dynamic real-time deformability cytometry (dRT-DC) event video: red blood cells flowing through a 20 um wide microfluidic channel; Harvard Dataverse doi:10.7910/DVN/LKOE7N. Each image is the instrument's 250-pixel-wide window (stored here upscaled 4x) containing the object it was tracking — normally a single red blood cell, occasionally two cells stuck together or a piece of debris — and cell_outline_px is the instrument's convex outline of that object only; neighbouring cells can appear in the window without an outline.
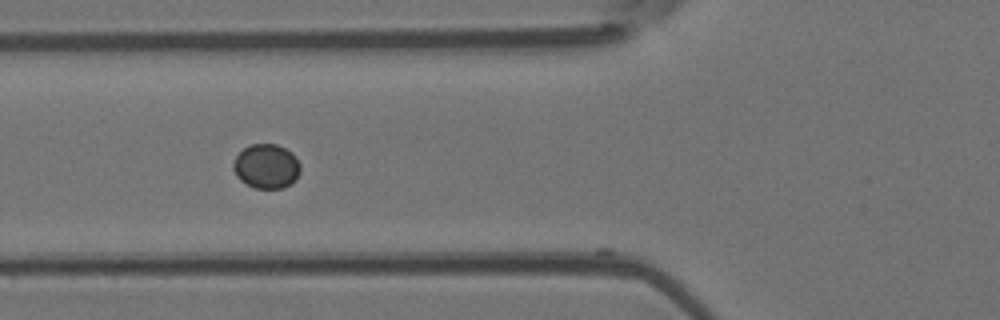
{"species": "Egyptian fruit bat (a non-hibernating species)", "species_latin": "Rousettus aegyptiacus", "temperature_condition": "room temperature", "stored_images_in_passage": 36, "camera_frame_rate_fps": 3000, "um_per_image_px": 0.085, "animal": {"sex": "female"}, "frame": {"image": 1, "passage_image": 7, "time_ms": 2.0, "image_size_px": [1000, 320], "cell_outline_px": [[300, 172], [288, 184], [280, 188], [256, 188], [240, 180], [236, 176], [232, 168], [232, 164], [236, 156], [244, 148], [252, 144], [276, 144], [292, 152], [300, 164]], "centroid_in_image_um": [22.61, 14.11], "position_along_channel_um": 103.2, "area_um2": 17.11}}
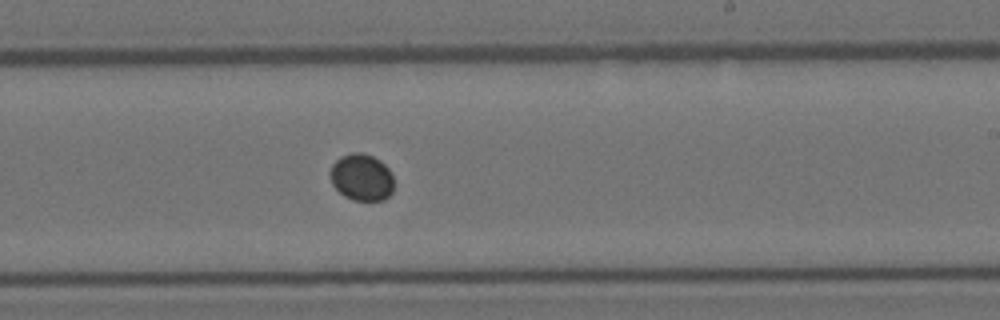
{"frame": {"image": 2, "passage_image": 19, "time_ms": 6.0, "image_size_px": [1000, 320], "cell_outline_px": [[392, 192], [384, 200], [352, 200], [344, 196], [332, 184], [328, 172], [332, 164], [340, 156], [352, 152], [360, 152], [372, 156], [380, 160], [388, 168], [392, 176]], "centroid_in_image_um": [30.7, 15.06], "position_along_channel_um": 258.3, "area_um2": 17.46}}
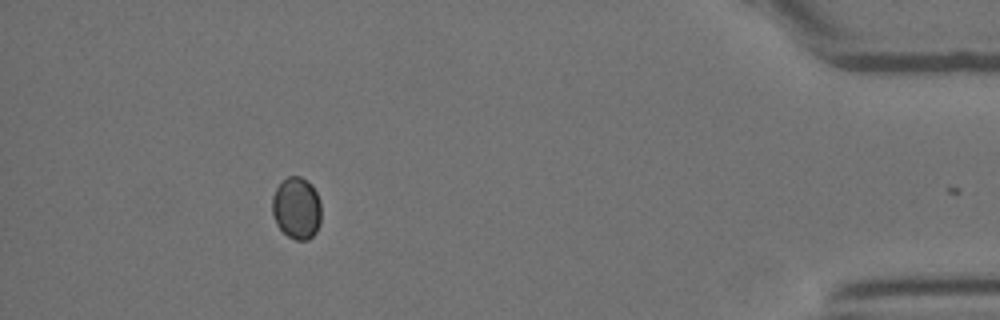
{"frame": {"image": 3, "passage_image": 35, "time_ms": 11.333, "image_size_px": [1000, 320], "cell_outline_px": [[320, 224], [316, 232], [308, 240], [296, 240], [288, 236], [276, 224], [272, 216], [272, 196], [276, 188], [288, 176], [300, 176], [312, 184], [320, 200]], "centroid_in_image_um": [25.21, 17.69], "position_along_channel_um": 410.0, "area_um2": 17.8}}